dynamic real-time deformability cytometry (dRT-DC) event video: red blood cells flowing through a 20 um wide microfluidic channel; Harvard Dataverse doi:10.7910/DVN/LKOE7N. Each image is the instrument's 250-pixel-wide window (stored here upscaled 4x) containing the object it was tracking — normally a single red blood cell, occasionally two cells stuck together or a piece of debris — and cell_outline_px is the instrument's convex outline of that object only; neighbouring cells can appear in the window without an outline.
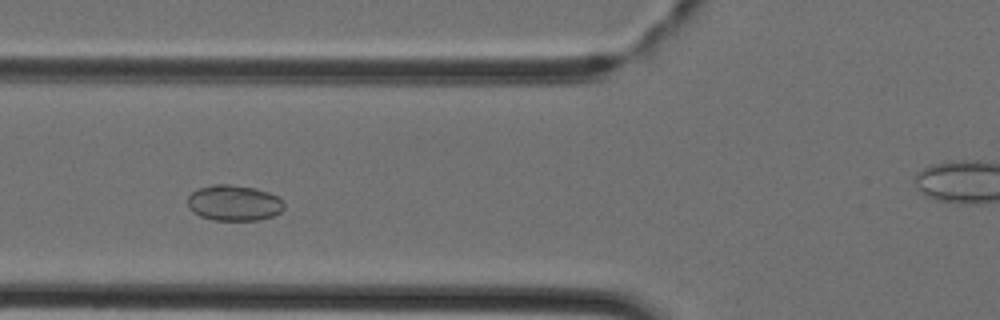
{"species": "Egyptian fruit bat (a non-hibernating species)", "species_latin": "Rousettus aegyptiacus", "temperature_condition": "cold", "stored_images_in_passage": 39, "camera_frame_rate_fps": 3000, "um_per_image_px": 0.085, "animal": {"sex": "female"}, "frame": {"image": 1, "passage_image": 10, "time_ms": 3.0, "image_size_px": [1000, 320], "cell_outline_px": [[284, 208], [280, 212], [272, 216], [260, 220], [212, 220], [200, 216], [188, 208], [188, 196], [192, 192], [200, 188], [212, 184], [228, 184], [256, 188], [268, 192], [284, 200]], "centroid_in_image_um": [19.89, 17.25], "position_along_channel_um": 105.9, "area_um2": 20.17}}
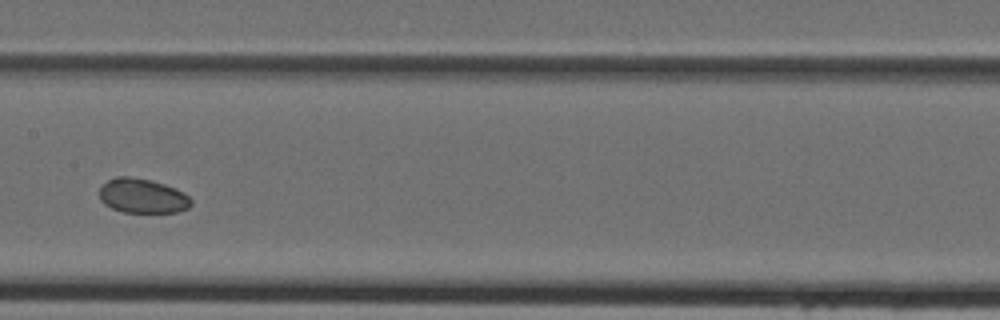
{"frame": {"image": 2, "passage_image": 16, "time_ms": 5.0, "image_size_px": [1000, 320], "cell_outline_px": [[192, 204], [188, 208], [176, 212], [124, 212], [112, 208], [104, 204], [100, 200], [100, 188], [108, 180], [116, 176], [128, 176], [152, 180], [164, 184], [184, 192], [192, 200]], "centroid_in_image_um": [12.11, 16.65], "position_along_channel_um": 195.3, "area_um2": 18.44}}
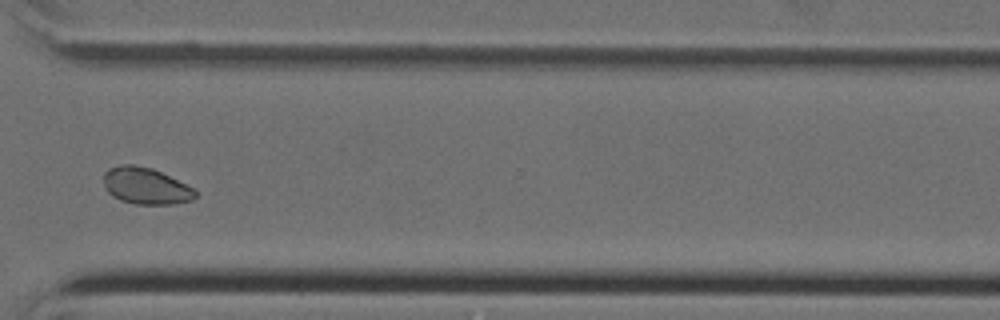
{"frame": {"image": 3, "passage_image": 27, "time_ms": 8.667, "image_size_px": [1000, 320], "cell_outline_px": [[196, 196], [192, 200], [172, 204], [136, 204], [120, 200], [112, 196], [104, 188], [104, 172], [108, 168], [120, 164], [132, 164], [152, 168], [192, 188], [196, 192]], "centroid_in_image_um": [12.33, 15.8], "position_along_channel_um": 358.3, "area_um2": 19.42}}